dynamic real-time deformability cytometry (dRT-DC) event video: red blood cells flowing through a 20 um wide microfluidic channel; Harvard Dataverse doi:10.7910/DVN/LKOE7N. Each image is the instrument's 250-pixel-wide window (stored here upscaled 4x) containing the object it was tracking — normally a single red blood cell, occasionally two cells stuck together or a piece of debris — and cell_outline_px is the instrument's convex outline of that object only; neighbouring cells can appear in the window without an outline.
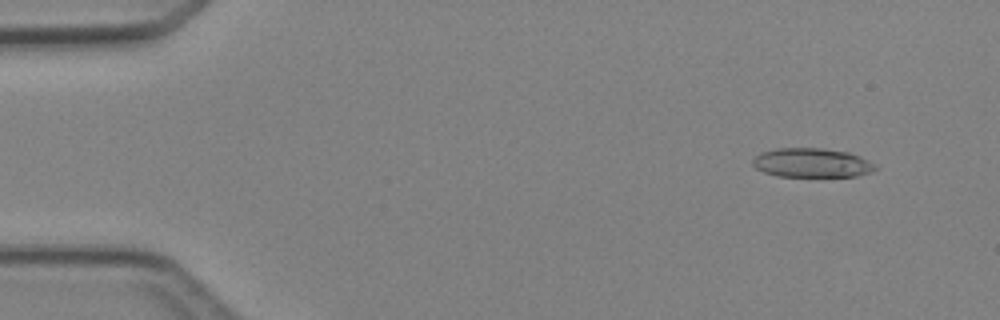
{"species": "Egyptian fruit bat (a non-hibernating species)", "species_latin": "Rousettus aegyptiacus", "temperature_condition": "cold", "stored_images_in_passage": 4, "camera_frame_rate_fps": 3000, "um_per_image_px": 0.085, "animal": {"sex": "female"}, "frame": {"image": 1, "passage_image": 1, "time_ms": 0.0, "image_size_px": [1000, 320], "cell_outline_px": [[880, 168], [872, 172], [856, 176], [780, 176], [764, 172], [756, 168], [752, 164], [752, 160], [760, 152], [776, 148], [824, 148], [848, 152], [860, 156], [876, 164]], "centroid_in_image_um": [69.04, 13.83], "position_along_channel_um": 16.0, "area_um2": 20.98}}
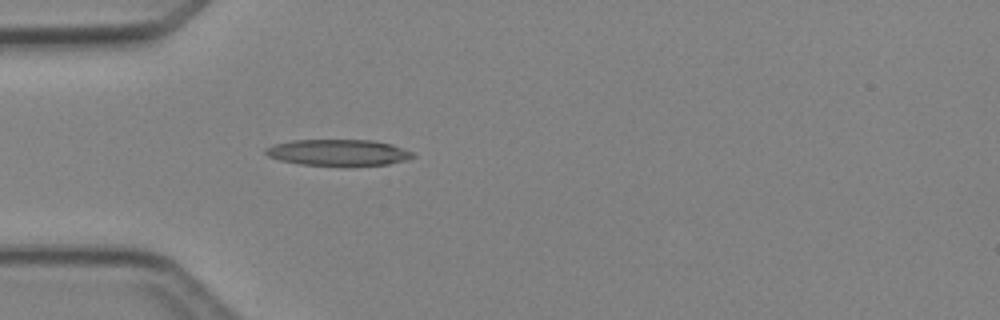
{"frame": {"image": 2, "passage_image": 4, "time_ms": 3.333, "image_size_px": [1000, 320], "cell_outline_px": [[416, 156], [404, 160], [388, 164], [300, 164], [280, 160], [268, 156], [264, 152], [264, 148], [272, 144], [292, 140], [372, 140], [392, 144], [412, 152]], "centroid_in_image_um": [28.7, 12.93], "position_along_channel_um": 56.3, "area_um2": 22.02}}